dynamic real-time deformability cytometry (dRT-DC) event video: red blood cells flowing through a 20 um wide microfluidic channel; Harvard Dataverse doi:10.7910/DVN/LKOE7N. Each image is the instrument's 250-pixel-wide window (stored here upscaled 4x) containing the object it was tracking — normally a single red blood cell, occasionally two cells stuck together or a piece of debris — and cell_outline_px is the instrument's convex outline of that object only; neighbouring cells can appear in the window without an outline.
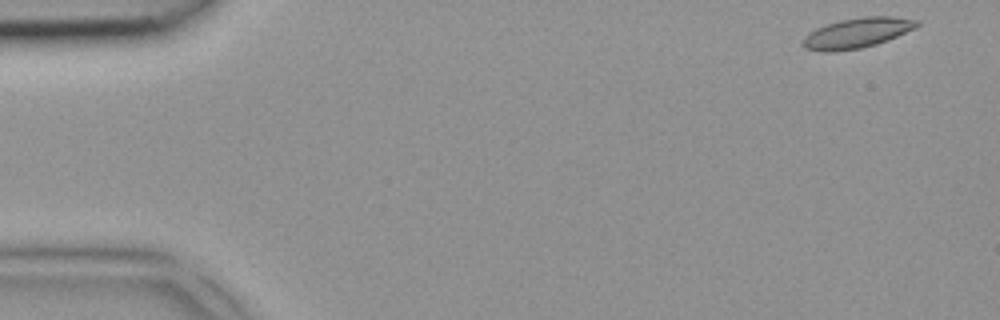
{"species": "common noctule bat (a hibernating species)", "species_latin": "Nyctalus noctula", "temperature_condition": "room temperature", "stored_images_in_passage": 3, "camera_frame_rate_fps": 3000, "um_per_image_px": 0.085, "animal": {"sex": "female", "body_mass_g": 18.4}, "frame": {"image": 1, "passage_image": 1, "time_ms": 0.0, "image_size_px": [1000, 320], "cell_outline_px": [[920, 24], [916, 28], [888, 40], [876, 44], [860, 48], [832, 52], [820, 52], [804, 48], [800, 44], [804, 36], [808, 32], [816, 28], [840, 20], [864, 16], [892, 16], [920, 20]], "centroid_in_image_um": [72.83, 2.8], "position_along_channel_um": 12.2, "area_um2": 20.29}}
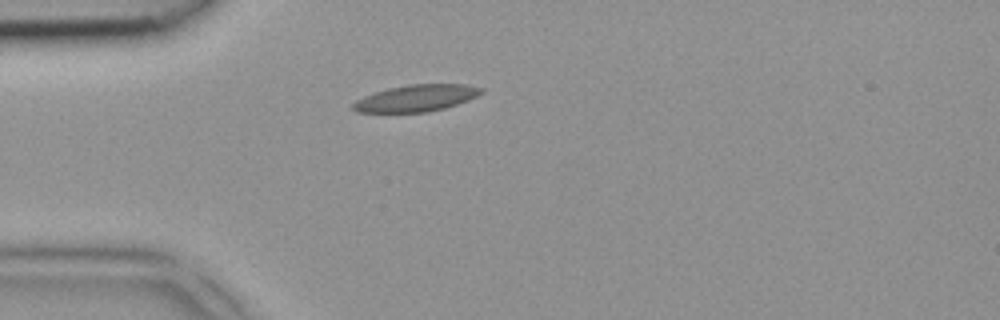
{"frame": {"image": 2, "passage_image": 3, "time_ms": 0.667, "image_size_px": [1000, 320], "cell_outline_px": [[484, 92], [468, 100], [444, 108], [428, 112], [356, 112], [352, 108], [352, 104], [356, 100], [364, 96], [388, 88], [408, 84], [464, 84], [484, 88]], "centroid_in_image_um": [35.38, 8.33], "position_along_channel_um": 49.6, "area_um2": 19.88}}